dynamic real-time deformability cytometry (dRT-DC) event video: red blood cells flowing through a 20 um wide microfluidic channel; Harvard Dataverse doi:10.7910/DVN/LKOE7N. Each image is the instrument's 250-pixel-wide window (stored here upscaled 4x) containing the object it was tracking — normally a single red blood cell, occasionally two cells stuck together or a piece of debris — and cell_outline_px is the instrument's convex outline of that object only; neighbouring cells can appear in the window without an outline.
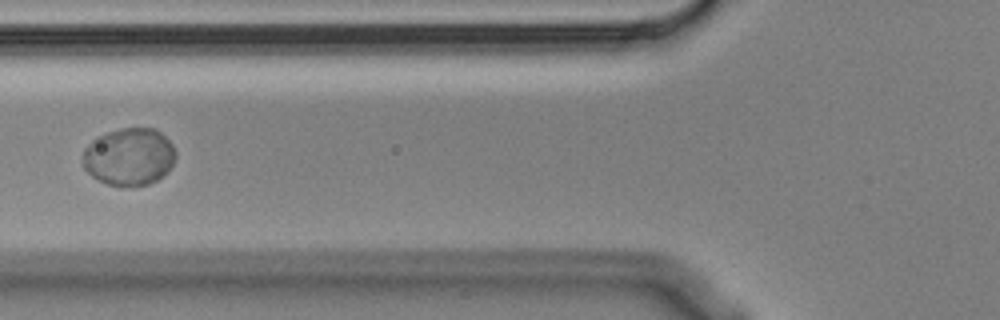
{"species": "Egyptian fruit bat (a non-hibernating species)", "species_latin": "Rousettus aegyptiacus", "temperature_condition": "cold", "stored_images_in_passage": 3, "camera_frame_rate_fps": 3000, "um_per_image_px": 0.085, "animal": {"sex": "male"}, "frame": {"image": 1, "passage_image": 2, "time_ms": 0.333, "image_size_px": [1000, 320], "cell_outline_px": [[176, 156], [172, 164], [156, 180], [148, 184], [108, 184], [92, 176], [84, 168], [84, 148], [96, 136], [120, 128], [156, 128], [172, 144], [176, 152]], "centroid_in_image_um": [10.97, 13.27], "position_along_channel_um": 114.8, "area_um2": 30.46}}
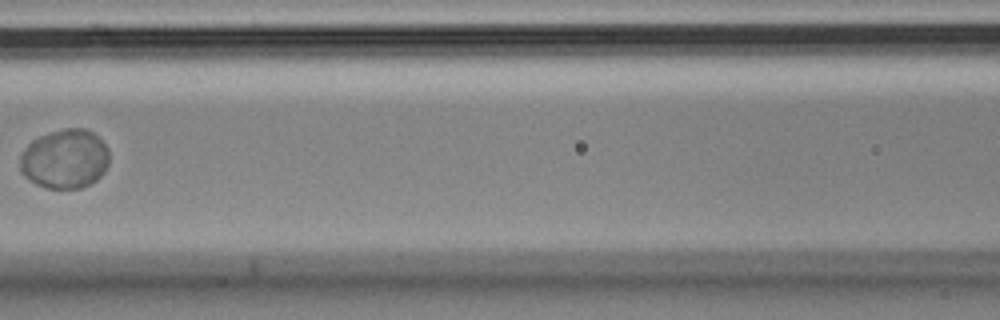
{"frame": {"image": 2, "passage_image": 3, "time_ms": 0.667, "image_size_px": [1000, 320], "cell_outline_px": [[108, 164], [104, 172], [96, 180], [80, 188], [48, 188], [36, 184], [24, 176], [20, 172], [20, 156], [24, 148], [32, 140], [40, 136], [64, 128], [88, 128], [108, 148]], "centroid_in_image_um": [5.49, 13.5], "position_along_channel_um": 161.1, "area_um2": 30.81}}